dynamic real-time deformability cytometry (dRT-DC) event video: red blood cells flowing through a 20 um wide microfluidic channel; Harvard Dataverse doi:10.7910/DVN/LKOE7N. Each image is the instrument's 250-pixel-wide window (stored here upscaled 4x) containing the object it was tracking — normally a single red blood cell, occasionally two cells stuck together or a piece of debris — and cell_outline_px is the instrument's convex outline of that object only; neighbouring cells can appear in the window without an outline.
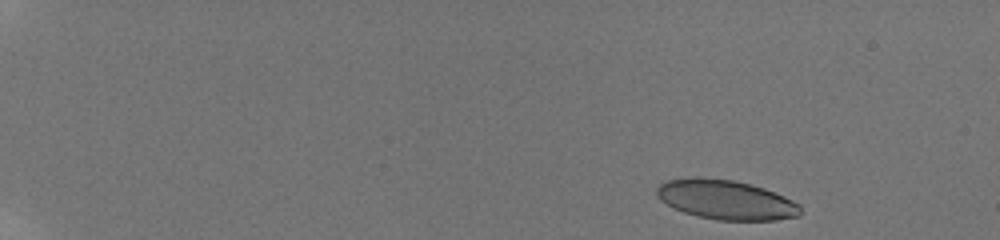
{"species": "human", "species_latin": "Homo sapiens", "temperature_condition": "room temperature", "stored_images_in_passage": 51, "camera_frame_rate_fps": 3000, "um_per_image_px": 0.085, "donor": {"sex": "male"}, "frame": {"image": 1, "passage_image": 2, "time_ms": 0.333, "image_size_px": [1000, 240], "cell_outline_px": [[800, 216], [776, 220], [716, 220], [696, 216], [672, 208], [660, 200], [656, 196], [656, 188], [660, 184], [668, 180], [732, 180], [764, 188], [784, 196], [800, 204]], "centroid_in_image_um": [61.74, 17.03], "position_along_channel_um": 23.3, "area_um2": 32.31}}
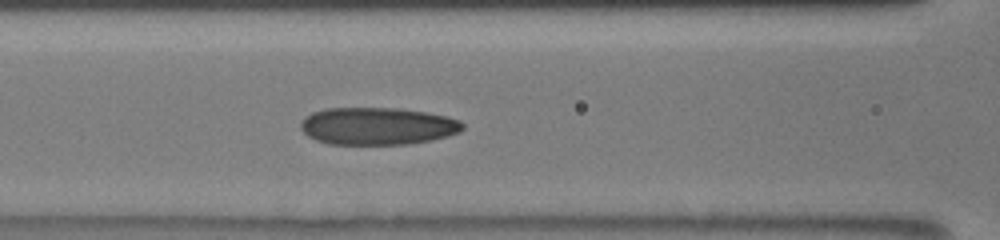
{"frame": {"image": 2, "passage_image": 23, "time_ms": 7.333, "image_size_px": [1000, 240], "cell_outline_px": [[464, 128], [460, 132], [448, 136], [408, 144], [328, 144], [316, 140], [308, 136], [300, 128], [300, 124], [304, 116], [312, 112], [324, 108], [400, 108], [448, 116], [460, 120], [464, 124]], "centroid_in_image_um": [32.07, 10.71], "position_along_channel_um": 134.5, "area_um2": 35.49}}
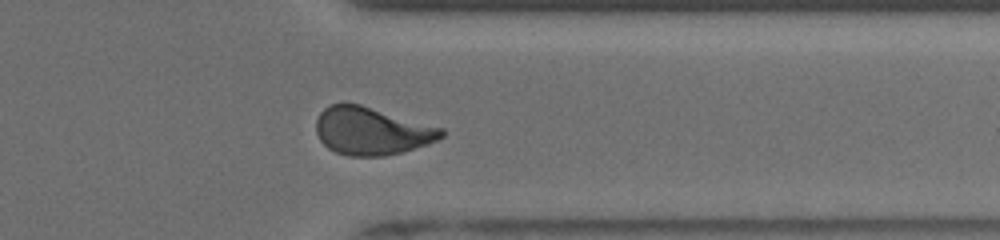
{"frame": {"image": 3, "passage_image": 42, "time_ms": 13.667, "image_size_px": [1000, 240], "cell_outline_px": [[444, 136], [428, 144], [400, 152], [384, 156], [348, 156], [336, 152], [328, 148], [320, 140], [316, 132], [316, 120], [320, 112], [328, 104], [360, 104], [444, 128]], "centroid_in_image_um": [31.58, 11.13], "position_along_channel_um": 379.8, "area_um2": 34.74}, "authors_computed_cell_mechanics": {"area_um2": 34.3332, "velocity_mm_per_s": 3.8712, "shape_relaxation_time_tau1_ms": 8.8025, "shape_relaxation_time_tau2_ms": 1.3748, "deformation_change_tau1": 0.2349, "deformation_change_tau2": 0.0863}}